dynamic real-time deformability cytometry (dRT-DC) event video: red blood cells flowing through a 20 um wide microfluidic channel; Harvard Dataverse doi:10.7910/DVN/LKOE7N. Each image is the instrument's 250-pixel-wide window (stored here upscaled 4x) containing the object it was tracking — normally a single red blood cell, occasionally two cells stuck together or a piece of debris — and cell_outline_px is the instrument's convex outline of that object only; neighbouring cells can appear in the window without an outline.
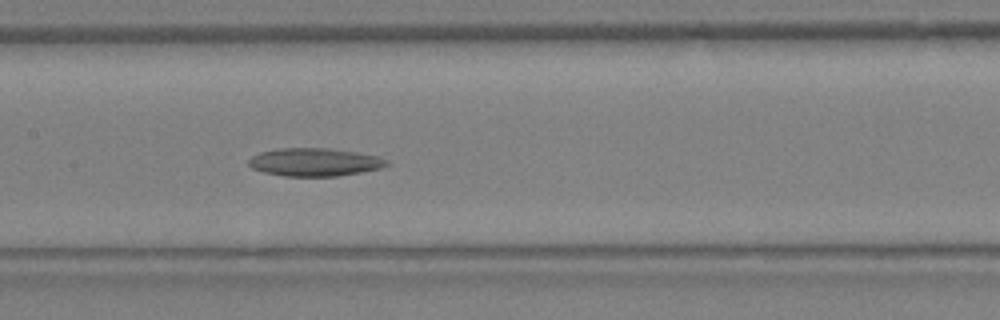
{"species": "Egyptian fruit bat (a non-hibernating species)", "species_latin": "Rousettus aegyptiacus", "temperature_condition": "warm", "stored_images_in_passage": 15, "camera_frame_rate_fps": 3000, "um_per_image_px": 0.085, "animal": {"sex": "female"}, "frame": {"image": 1, "passage_image": 15, "time_ms": 4.667, "image_size_px": [1000, 320], "cell_outline_px": [[388, 164], [380, 168], [340, 176], [284, 176], [264, 172], [252, 168], [248, 164], [248, 160], [252, 156], [260, 152], [276, 148], [332, 148], [380, 156], [388, 160]], "centroid_in_image_um": [26.74, 13.77], "position_along_channel_um": 180.7, "area_um2": 22.66}}